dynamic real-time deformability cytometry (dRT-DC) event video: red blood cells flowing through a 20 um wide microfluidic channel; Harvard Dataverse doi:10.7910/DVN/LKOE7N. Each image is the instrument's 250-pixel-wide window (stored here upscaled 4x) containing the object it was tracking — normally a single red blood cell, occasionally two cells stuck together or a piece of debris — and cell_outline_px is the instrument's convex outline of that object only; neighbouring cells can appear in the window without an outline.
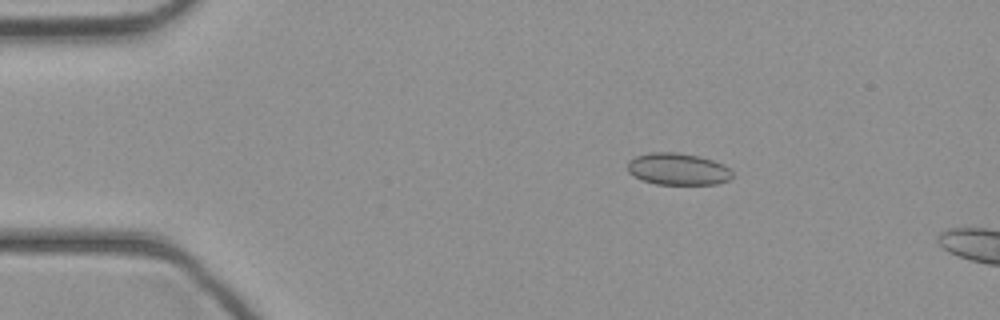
{"species": "common noctule bat (a hibernating species)", "species_latin": "Nyctalus noctula", "temperature_condition": "cold", "stored_images_in_passage": 10, "camera_frame_rate_fps": 3000, "um_per_image_px": 0.085, "animal": {"sex": "female", "body_mass_g": 21.9}, "frame": {"image": 1, "passage_image": 7, "time_ms": 2.0, "image_size_px": [1000, 320], "cell_outline_px": [[732, 176], [728, 180], [716, 184], [656, 184], [640, 180], [628, 172], [628, 160], [636, 156], [648, 152], [676, 152], [700, 156], [724, 164], [732, 172]], "centroid_in_image_um": [57.59, 14.36], "position_along_channel_um": 27.4, "area_um2": 19.59}}